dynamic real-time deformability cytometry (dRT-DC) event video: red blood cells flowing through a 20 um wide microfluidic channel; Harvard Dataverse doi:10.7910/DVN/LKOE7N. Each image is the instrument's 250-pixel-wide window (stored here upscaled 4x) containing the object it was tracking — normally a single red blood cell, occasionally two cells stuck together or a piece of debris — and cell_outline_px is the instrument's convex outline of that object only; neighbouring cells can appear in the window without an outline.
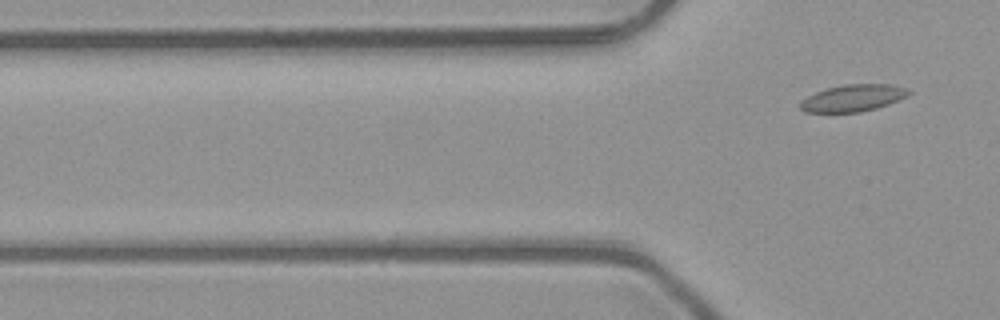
{"species": "common noctule bat (a hibernating species)", "species_latin": "Nyctalus noctula", "temperature_condition": "room temperature", "stored_images_in_passage": 3, "camera_frame_rate_fps": 3000, "um_per_image_px": 0.085, "animal": {"sex": "male", "body_mass_g": 23.1, "forearm_length_mm": 52.7}, "frame": {"image": 1, "passage_image": 3, "time_ms": 0.667, "image_size_px": [1000, 320], "cell_outline_px": [[912, 92], [908, 96], [888, 104], [876, 108], [860, 112], [804, 112], [800, 108], [800, 100], [816, 92], [828, 88], [844, 84], [892, 84], [908, 88]], "centroid_in_image_um": [72.53, 8.32], "position_along_channel_um": 53.3, "area_um2": 17.05}}